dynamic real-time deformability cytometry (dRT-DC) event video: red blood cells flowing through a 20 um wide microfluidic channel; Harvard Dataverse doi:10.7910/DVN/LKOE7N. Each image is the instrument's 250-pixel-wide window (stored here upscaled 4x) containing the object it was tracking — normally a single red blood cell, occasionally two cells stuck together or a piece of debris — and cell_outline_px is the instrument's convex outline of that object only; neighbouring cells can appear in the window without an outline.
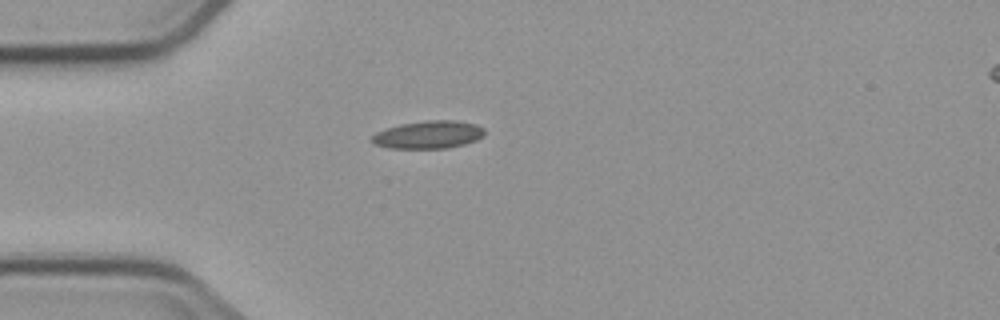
{"species": "common noctule bat (a hibernating species)", "species_latin": "Nyctalus noctula", "temperature_condition": "cold", "stored_images_in_passage": 2, "camera_frame_rate_fps": 3000, "um_per_image_px": 0.085, "animal": {"sex": "male", "body_mass_g": 23.1, "forearm_length_mm": 52.7}, "frame": {"image": 1, "passage_image": 1, "time_ms": 0.0, "image_size_px": [1000, 320], "cell_outline_px": [[484, 136], [476, 140], [464, 144], [444, 148], [388, 148], [372, 144], [372, 136], [376, 132], [400, 124], [424, 120], [456, 120], [476, 124], [484, 128]], "centroid_in_image_um": [36.42, 11.44], "position_along_channel_um": 48.6, "area_um2": 18.26}}